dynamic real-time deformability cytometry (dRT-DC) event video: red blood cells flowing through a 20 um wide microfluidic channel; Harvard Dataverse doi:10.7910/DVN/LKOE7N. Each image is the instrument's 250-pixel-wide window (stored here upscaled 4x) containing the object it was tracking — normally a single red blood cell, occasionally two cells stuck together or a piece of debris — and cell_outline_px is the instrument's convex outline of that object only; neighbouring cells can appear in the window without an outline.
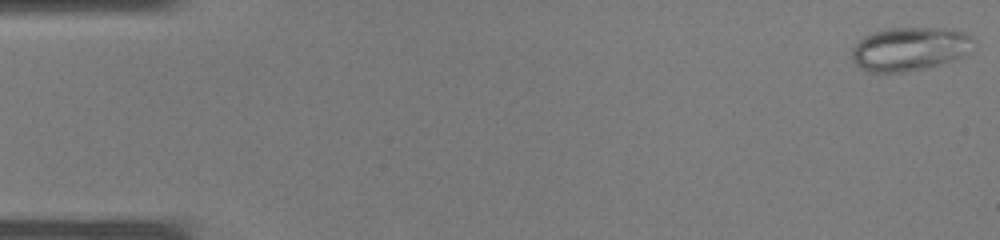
{"species": "common noctule bat (a hibernating species)", "species_latin": "Nyctalus noctula", "temperature_condition": "warm", "stored_images_in_passage": 37, "camera_frame_rate_fps": 3000, "um_per_image_px": 0.085, "animal": {"sex": "male", "body_mass_g": 19.0, "forearm_length_mm": 50.8}, "frame": {"image": 1, "passage_image": 1, "time_ms": 0.0, "image_size_px": [1000, 240], "cell_outline_px": [[976, 40], [968, 52], [964, 56], [940, 64], [924, 68], [904, 72], [864, 72], [852, 60], [852, 48], [864, 36], [872, 32], [888, 28], [952, 28], [964, 32], [972, 36]], "centroid_in_image_um": [77.33, 4.15], "position_along_channel_um": 7.7, "area_um2": 31.21}}
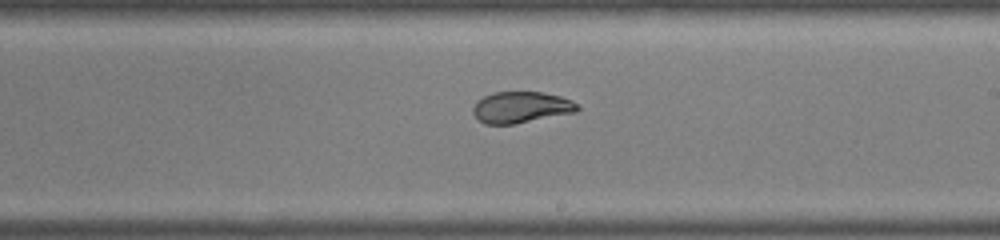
{"frame": {"image": 2, "passage_image": 22, "time_ms": 7.0, "image_size_px": [1000, 240], "cell_outline_px": [[580, 108], [576, 112], [512, 124], [484, 124], [472, 112], [472, 108], [476, 100], [484, 96], [496, 92], [544, 92], [560, 96], [572, 100], [580, 104]], "centroid_in_image_um": [44.31, 9.11], "position_along_channel_um": 244.7, "area_um2": 19.07}}
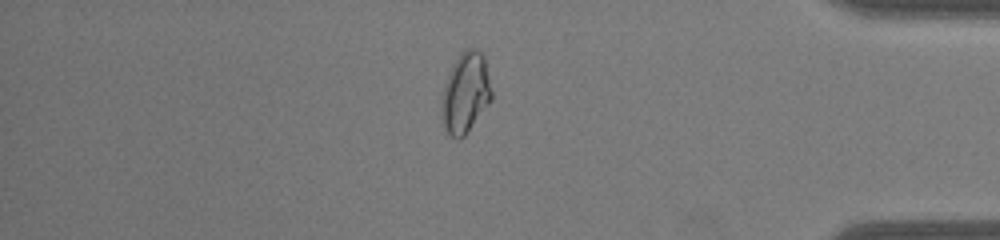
{"frame": {"image": 3, "passage_image": 32, "time_ms": 10.333, "image_size_px": [1000, 240], "cell_outline_px": [[492, 100], [464, 136], [460, 140], [456, 140], [444, 128], [440, 116], [440, 104], [444, 88], [448, 76], [460, 52], [464, 48], [476, 48], [484, 56], [492, 92]], "centroid_in_image_um": [39.56, 7.92], "position_along_channel_um": 395.6, "area_um2": 23.47}}